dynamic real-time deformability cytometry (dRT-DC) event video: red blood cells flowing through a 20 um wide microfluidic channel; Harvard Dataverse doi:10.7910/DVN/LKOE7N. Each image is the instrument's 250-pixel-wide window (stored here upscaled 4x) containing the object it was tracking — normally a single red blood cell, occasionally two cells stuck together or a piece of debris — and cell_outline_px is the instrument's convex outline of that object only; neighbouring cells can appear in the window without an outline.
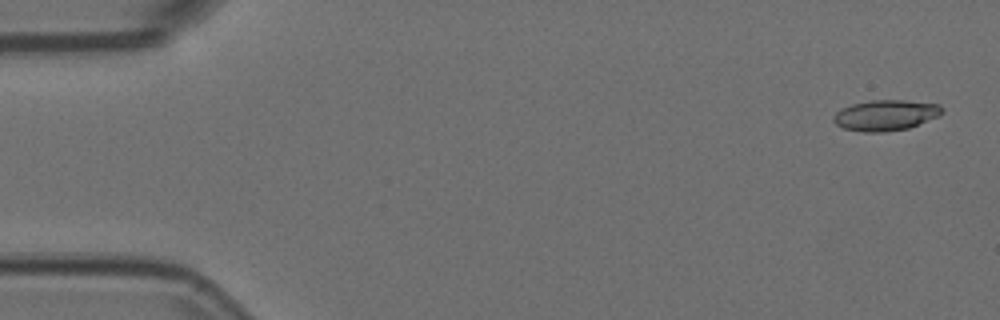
{"species": "Egyptian fruit bat (a non-hibernating species)", "species_latin": "Rousettus aegyptiacus", "temperature_condition": "room temperature", "stored_images_in_passage": 54, "camera_frame_rate_fps": 3000, "um_per_image_px": 0.085, "animal": {"sex": "female"}, "frame": {"image": 1, "passage_image": 2, "time_ms": 0.333, "image_size_px": [1000, 320], "cell_outline_px": [[944, 108], [940, 116], [908, 128], [884, 132], [864, 132], [844, 128], [836, 124], [832, 120], [832, 116], [840, 108], [852, 104], [868, 100], [904, 100], [940, 104]], "centroid_in_image_um": [75.27, 9.78], "position_along_channel_um": 9.7, "area_um2": 19.59}}
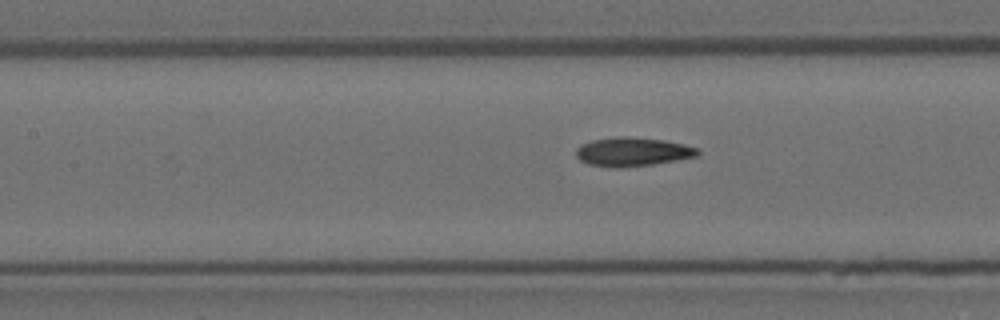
{"frame": {"image": 2, "passage_image": 24, "time_ms": 7.667, "image_size_px": [1000, 320], "cell_outline_px": [[700, 152], [696, 156], [676, 160], [652, 164], [616, 168], [612, 168], [588, 164], [580, 160], [576, 156], [576, 148], [580, 144], [592, 140], [620, 136], [628, 136], [664, 140], [684, 144], [700, 148]], "centroid_in_image_um": [53.75, 12.9], "position_along_channel_um": 153.7, "area_um2": 20.52}}
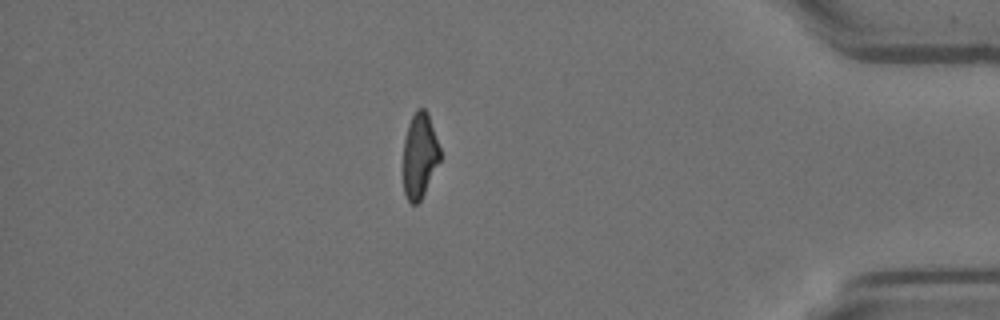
{"frame": {"image": 3, "passage_image": 47, "time_ms": 15.333, "image_size_px": [1000, 320], "cell_outline_px": [[440, 160], [420, 200], [416, 204], [412, 204], [408, 200], [404, 192], [404, 140], [408, 124], [416, 108], [424, 108], [428, 112], [440, 148]], "centroid_in_image_um": [35.67, 13.18], "position_along_channel_um": 399.5, "area_um2": 18.03}, "authors_computed_cell_mechanics": {"area_um2": 19.5364, "velocity_mm_per_s": 3.7147, "shape_relaxation_time_tau1_ms": null, "shape_relaxation_time_tau2_ms": 3.09, "deformation_change_tau1": null, "deformation_change_tau2": 0.102}}